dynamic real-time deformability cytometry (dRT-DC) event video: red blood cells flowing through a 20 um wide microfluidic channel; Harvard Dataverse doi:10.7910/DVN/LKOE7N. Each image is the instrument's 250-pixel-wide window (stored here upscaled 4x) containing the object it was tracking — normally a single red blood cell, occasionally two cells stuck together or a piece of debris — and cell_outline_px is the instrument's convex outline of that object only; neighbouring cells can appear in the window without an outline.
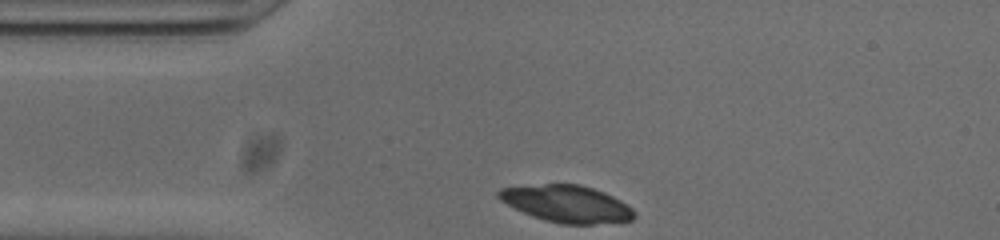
{"species": "common noctule bat (a hibernating species)", "species_latin": "Nyctalus noctula", "temperature_condition": "cold", "stored_images_in_passage": 31, "camera_frame_rate_fps": 3000, "um_per_image_px": 0.085, "animal": {"sex": "male", "body_mass_g": 20.0, "forearm_length_mm": 53.3}, "frame": {"image": 1, "passage_image": 1, "time_ms": 0.0, "image_size_px": [1000, 240], "cell_outline_px": [[636, 216], [632, 220], [592, 224], [560, 224], [544, 220], [532, 216], [500, 200], [496, 196], [496, 192], [500, 188], [544, 184], [580, 184], [604, 192], [620, 200], [632, 208], [636, 212]], "centroid_in_image_um": [48.18, 17.32], "position_along_channel_um": 36.8, "area_um2": 29.13}}
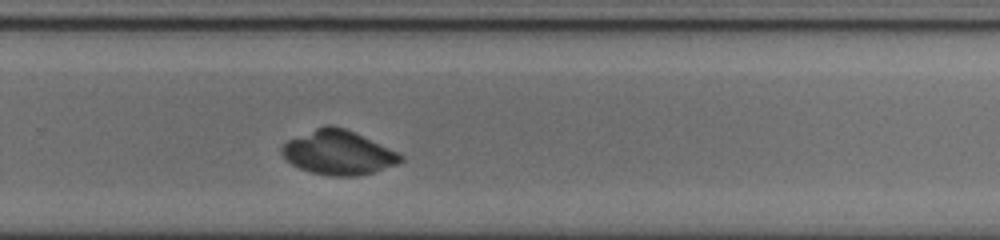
{"frame": {"image": 2, "passage_image": 24, "time_ms": 7.667, "image_size_px": [1000, 240], "cell_outline_px": [[404, 160], [396, 164], [376, 172], [356, 176], [328, 176], [308, 172], [292, 164], [280, 152], [280, 148], [288, 140], [316, 128], [328, 124], [344, 128], [388, 148], [404, 156]], "centroid_in_image_um": [28.74, 12.99], "position_along_channel_um": 301.1, "area_um2": 30.29}}
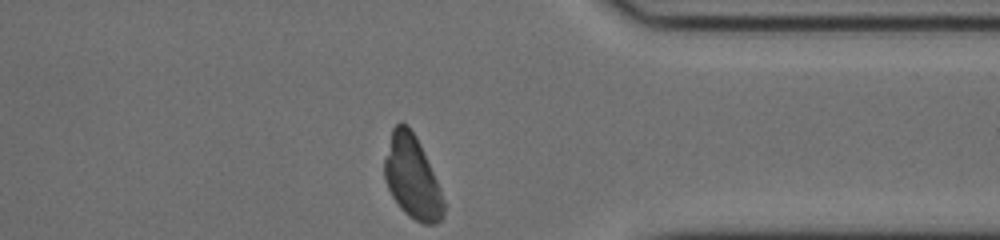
{"frame": {"image": 3, "passage_image": 31, "time_ms": 10.0, "image_size_px": [1000, 240], "cell_outline_px": [[444, 216], [436, 224], [424, 224], [408, 216], [400, 208], [392, 196], [384, 180], [384, 160], [392, 128], [400, 120], [408, 124], [416, 136], [420, 144], [440, 188], [444, 204]], "centroid_in_image_um": [35.02, 15.05], "position_along_channel_um": 376.4, "area_um2": 28.61}}